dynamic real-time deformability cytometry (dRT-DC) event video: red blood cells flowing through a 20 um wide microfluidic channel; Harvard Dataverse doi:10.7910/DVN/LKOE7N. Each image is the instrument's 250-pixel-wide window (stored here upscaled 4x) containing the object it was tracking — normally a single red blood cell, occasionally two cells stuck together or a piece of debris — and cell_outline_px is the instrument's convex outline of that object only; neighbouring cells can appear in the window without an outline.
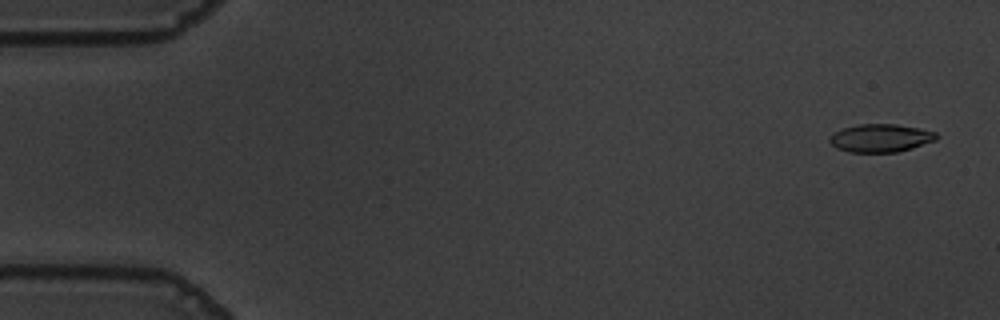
{"species": "common noctule bat (a hibernating species)", "species_latin": "Nyctalus noctula", "temperature_condition": "warm", "stored_images_in_passage": 56, "camera_frame_rate_fps": 3000, "um_per_image_px": 0.085, "animal": {"sex": "male", "body_mass_g": 19.5, "forearm_length_mm": 54.6}, "frame": {"image": 1, "passage_image": 3, "time_ms": 0.667, "image_size_px": [1000, 320], "cell_outline_px": [[940, 136], [936, 140], [912, 148], [896, 152], [848, 152], [836, 148], [828, 140], [836, 132], [844, 128], [860, 124], [896, 124], [936, 132]], "centroid_in_image_um": [74.87, 11.74], "position_along_channel_um": 10.1, "area_um2": 17.28}}
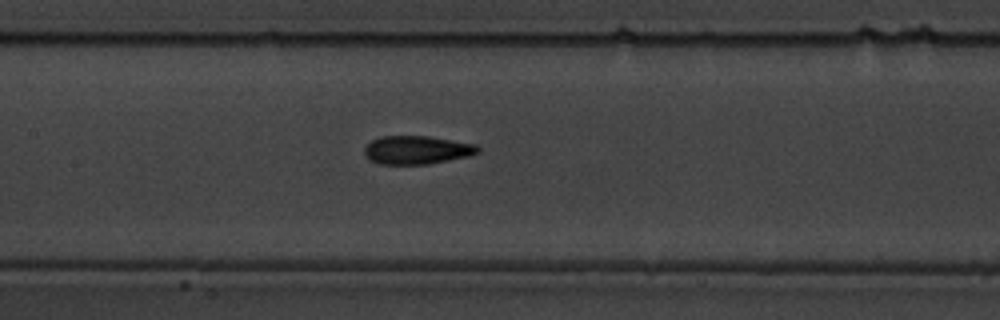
{"frame": {"image": 2, "passage_image": 27, "time_ms": 8.667, "image_size_px": [1000, 320], "cell_outline_px": [[480, 152], [468, 156], [428, 164], [380, 164], [368, 160], [364, 156], [364, 148], [372, 140], [380, 136], [428, 136], [476, 144], [480, 148]], "centroid_in_image_um": [35.41, 12.75], "position_along_channel_um": 172.0, "area_um2": 18.84}}
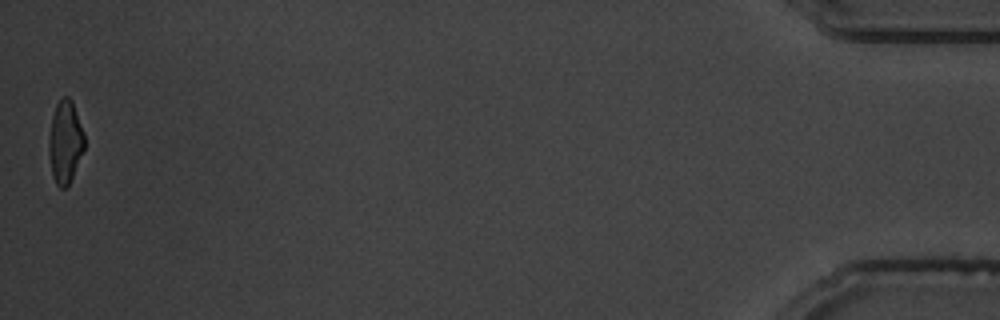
{"frame": {"image": 3, "passage_image": 56, "time_ms": 18.333, "image_size_px": [1000, 320], "cell_outline_px": [[84, 148], [68, 188], [60, 188], [56, 184], [52, 176], [48, 152], [48, 140], [52, 116], [56, 104], [64, 96], [68, 96], [72, 100], [84, 132]], "centroid_in_image_um": [5.53, 12.09], "position_along_channel_um": 429.7, "area_um2": 17.28}, "authors_computed_cell_mechanics": {"area_um2": 18.1781, "velocity_mm_per_s": 3.6446, "shape_relaxation_time_tau1_ms": 3.7325, "shape_relaxation_time_tau2_ms": 1.9797, "deformation_change_tau1": 0.1581, "deformation_change_tau2": 0.1013}}